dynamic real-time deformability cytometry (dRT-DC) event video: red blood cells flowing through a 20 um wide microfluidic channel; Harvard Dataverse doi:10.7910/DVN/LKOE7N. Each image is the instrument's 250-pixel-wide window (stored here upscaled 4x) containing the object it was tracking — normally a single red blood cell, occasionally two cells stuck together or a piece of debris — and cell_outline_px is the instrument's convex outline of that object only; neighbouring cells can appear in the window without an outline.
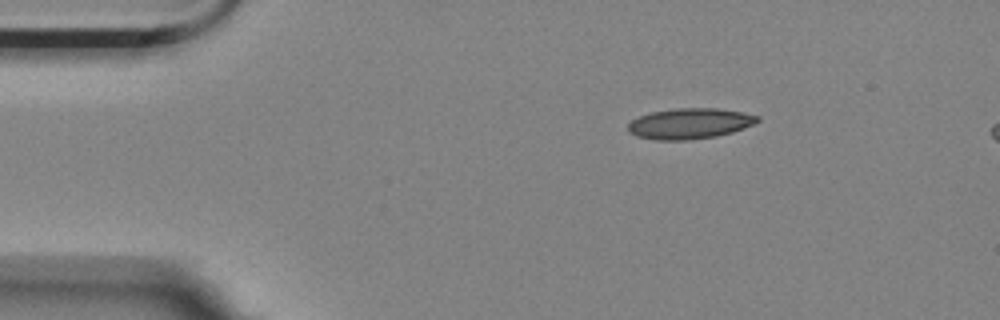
{"species": "Egyptian fruit bat (a non-hibernating species)", "species_latin": "Rousettus aegyptiacus", "temperature_condition": "room temperature", "stored_images_in_passage": 2, "camera_frame_rate_fps": 3000, "um_per_image_px": 0.085, "animal": {"sex": "female"}, "frame": {"image": 1, "passage_image": 2, "time_ms": 0.333, "image_size_px": [1000, 320], "cell_outline_px": [[760, 120], [744, 128], [732, 132], [716, 136], [688, 140], [656, 140], [636, 136], [628, 132], [628, 124], [632, 120], [640, 116], [652, 112], [676, 108], [716, 108], [744, 112], [760, 116]], "centroid_in_image_um": [58.63, 10.5], "position_along_channel_um": 26.4, "area_um2": 23.12}}